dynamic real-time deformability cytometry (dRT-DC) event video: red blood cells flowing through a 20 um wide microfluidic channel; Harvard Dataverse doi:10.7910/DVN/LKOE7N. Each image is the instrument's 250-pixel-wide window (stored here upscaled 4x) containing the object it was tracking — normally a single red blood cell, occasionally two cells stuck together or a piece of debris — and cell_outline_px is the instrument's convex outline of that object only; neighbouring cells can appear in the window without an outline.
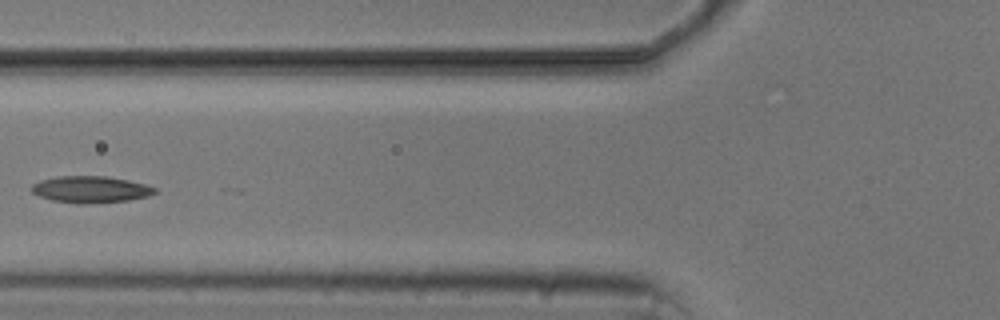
{"species": "common noctule bat (a hibernating species)", "species_latin": "Nyctalus noctula", "temperature_condition": "cold", "stored_images_in_passage": 6, "camera_frame_rate_fps": 3000, "um_per_image_px": 0.085, "animal": {"sex": "male", "body_mass_g": 20.5, "forearm_length_mm": 52.5}, "frame": {"image": 1, "passage_image": 2, "time_ms": 1.333, "image_size_px": [1000, 320], "cell_outline_px": [[156, 192], [148, 196], [128, 200], [88, 204], [80, 204], [52, 200], [40, 196], [32, 192], [28, 188], [32, 184], [40, 180], [56, 176], [108, 176], [128, 180], [144, 184], [156, 188]], "centroid_in_image_um": [7.66, 16.1], "position_along_channel_um": 118.1, "area_um2": 19.25}}
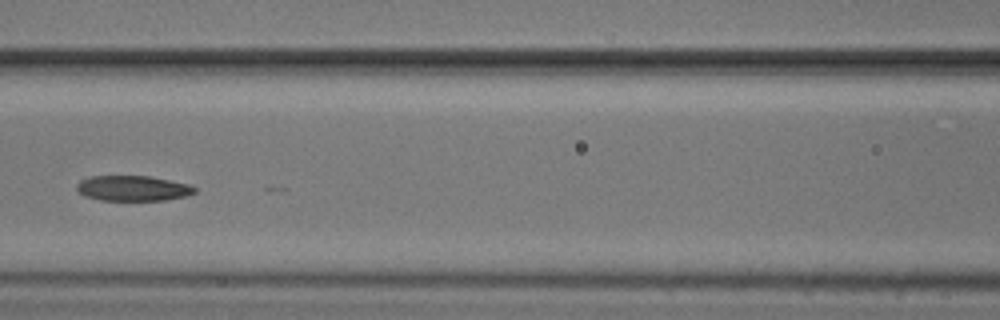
{"frame": {"image": 2, "passage_image": 3, "time_ms": 2.333, "image_size_px": [1000, 320], "cell_outline_px": [[196, 192], [184, 196], [164, 200], [100, 200], [84, 196], [76, 188], [76, 184], [80, 180], [88, 176], [148, 176], [188, 184], [196, 188]], "centroid_in_image_um": [11.24, 16.0], "position_along_channel_um": 155.4, "area_um2": 17.28}}
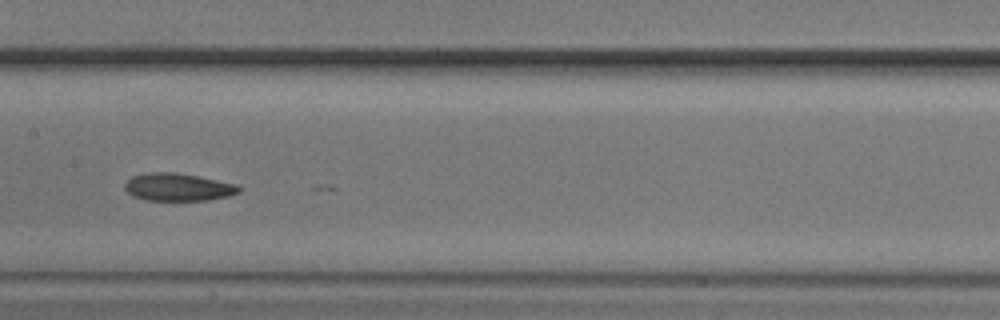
{"frame": {"image": 3, "passage_image": 4, "time_ms": 3.333, "image_size_px": [1000, 320], "cell_outline_px": [[240, 192], [228, 196], [208, 200], [148, 200], [132, 196], [124, 188], [124, 184], [132, 176], [148, 172], [176, 172], [236, 184], [240, 188]], "centroid_in_image_um": [15.1, 15.9], "position_along_channel_um": 192.3, "area_um2": 18.26}}